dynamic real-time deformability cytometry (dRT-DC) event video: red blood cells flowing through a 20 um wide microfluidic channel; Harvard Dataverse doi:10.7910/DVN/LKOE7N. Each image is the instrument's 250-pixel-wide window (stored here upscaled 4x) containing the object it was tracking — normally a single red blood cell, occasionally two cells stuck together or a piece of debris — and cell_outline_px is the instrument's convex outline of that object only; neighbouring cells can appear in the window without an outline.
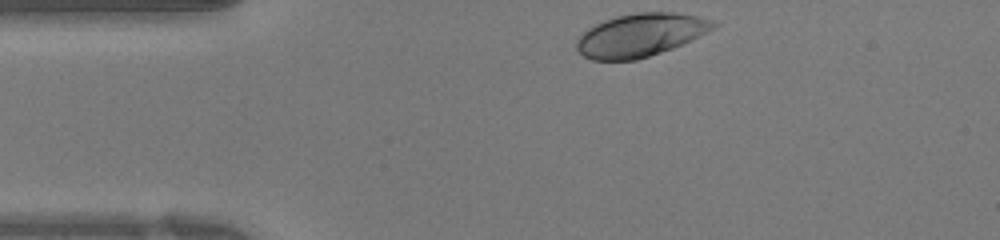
{"species": "human", "species_latin": "Homo sapiens", "temperature_condition": "warm", "stored_images_in_passage": 27, "camera_frame_rate_fps": 3000, "um_per_image_px": 0.085, "donor": {"sex": "female"}, "frame": {"image": 1, "passage_image": 1, "time_ms": 0.0, "image_size_px": [1000, 240], "cell_outline_px": [[720, 24], [672, 48], [636, 60], [592, 60], [584, 56], [576, 48], [576, 40], [588, 28], [604, 20], [616, 16], [636, 12], [676, 12], [696, 16], [712, 20]], "centroid_in_image_um": [54.39, 2.97], "position_along_channel_um": 30.6, "area_um2": 33.81}}
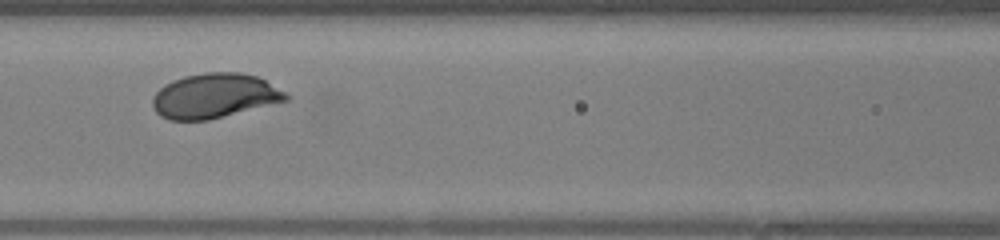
{"frame": {"image": 2, "passage_image": 11, "time_ms": 3.333, "image_size_px": [1000, 240], "cell_outline_px": [[292, 96], [288, 100], [208, 120], [168, 120], [160, 116], [156, 112], [152, 104], [152, 96], [164, 84], [172, 80], [184, 76], [204, 72], [240, 72], [256, 76], [264, 80]], "centroid_in_image_um": [18.2, 8.14], "position_along_channel_um": 148.4, "area_um2": 34.74}}
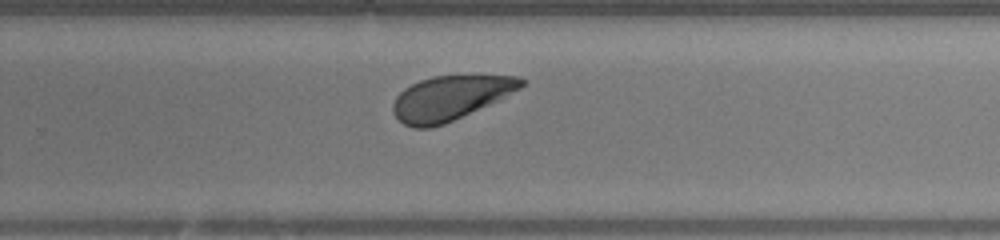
{"frame": {"image": 3, "passage_image": 20, "time_ms": 6.333, "image_size_px": [1000, 240], "cell_outline_px": [[528, 80], [520, 88], [488, 104], [444, 124], [428, 128], [412, 128], [404, 124], [392, 112], [392, 104], [396, 96], [404, 88], [420, 80], [432, 76], [516, 76]], "centroid_in_image_um": [38.21, 8.32], "position_along_channel_um": 291.6, "area_um2": 32.6}}